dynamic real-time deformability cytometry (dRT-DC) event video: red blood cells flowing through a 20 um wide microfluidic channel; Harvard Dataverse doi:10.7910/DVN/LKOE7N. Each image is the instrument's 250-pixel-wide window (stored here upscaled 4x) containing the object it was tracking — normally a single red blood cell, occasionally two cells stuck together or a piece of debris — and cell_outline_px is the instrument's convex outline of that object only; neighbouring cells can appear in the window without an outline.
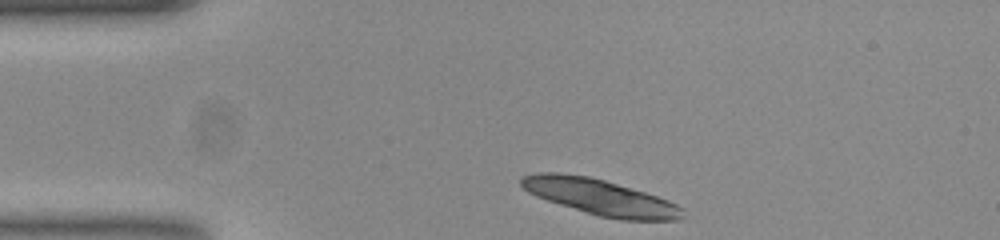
{"species": "common noctule bat (a hibernating species)", "species_latin": "Nyctalus noctula", "temperature_condition": "room temperature", "stored_images_in_passage": 38, "segment_of_instrument_passage": [1, 2], "camera_frame_rate_fps": 3000, "um_per_image_px": 0.085, "animal": {"sex": "female", "body_mass_g": 23.0, "forearm_length_mm": 53.4}, "frame": {"image": 1, "passage_image": 1, "time_ms": 0.0, "image_size_px": [1000, 240], "cell_outline_px": [[684, 216], [676, 220], [620, 220], [600, 216], [560, 204], [536, 196], [528, 192], [520, 184], [520, 180], [524, 176], [540, 172], [556, 172], [588, 176], [604, 180], [644, 192], [668, 200], [684, 208]], "centroid_in_image_um": [51.04, 16.76], "position_along_channel_um": 34.0, "area_um2": 33.29}}